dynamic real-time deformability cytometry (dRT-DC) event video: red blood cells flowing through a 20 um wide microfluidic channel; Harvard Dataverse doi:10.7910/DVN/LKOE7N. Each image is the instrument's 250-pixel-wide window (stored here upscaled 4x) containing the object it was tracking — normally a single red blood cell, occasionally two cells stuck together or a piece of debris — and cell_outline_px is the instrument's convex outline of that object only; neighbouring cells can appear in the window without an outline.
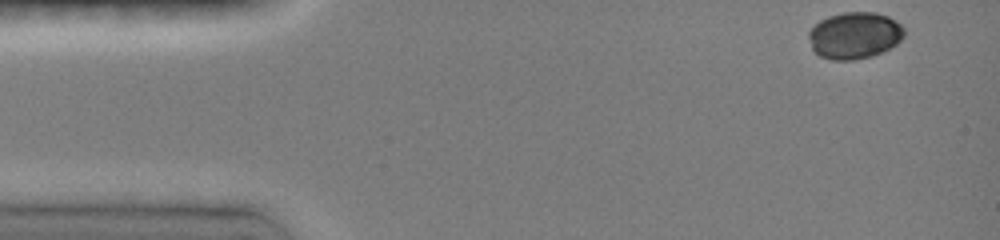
{"species": "common noctule bat (a hibernating species)", "species_latin": "Nyctalus noctula", "temperature_condition": "room temperature", "stored_images_in_passage": 7, "camera_frame_rate_fps": 3000, "um_per_image_px": 0.085, "animal": {"sex": "female", "body_mass_g": 19.0, "forearm_length_mm": 51.5}, "frame": {"image": 1, "passage_image": 1, "time_ms": 0.0, "image_size_px": [1000, 240], "cell_outline_px": [[904, 36], [896, 44], [884, 52], [872, 56], [852, 60], [832, 60], [820, 56], [812, 48], [808, 36], [808, 32], [820, 20], [828, 16], [844, 12], [876, 12], [888, 16], [900, 24], [904, 28]], "centroid_in_image_um": [72.64, 3.01], "position_along_channel_um": 12.4, "area_um2": 26.07}}
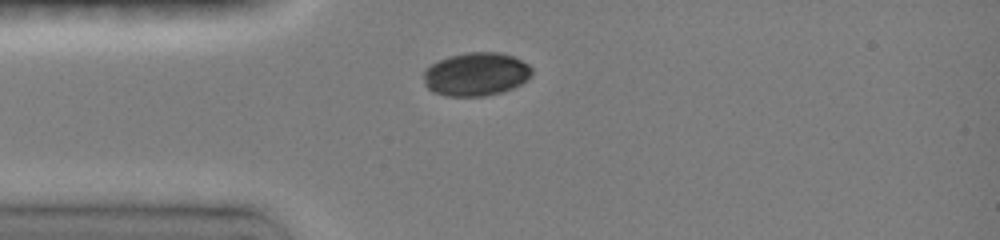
{"frame": {"image": 2, "passage_image": 5, "time_ms": 3.0, "image_size_px": [1000, 240], "cell_outline_px": [[532, 72], [520, 84], [512, 88], [500, 92], [484, 96], [444, 96], [432, 92], [424, 84], [424, 68], [448, 56], [464, 52], [500, 52], [512, 56], [528, 64], [532, 68]], "centroid_in_image_um": [40.41, 6.3], "position_along_channel_um": 44.6, "area_um2": 27.34}}